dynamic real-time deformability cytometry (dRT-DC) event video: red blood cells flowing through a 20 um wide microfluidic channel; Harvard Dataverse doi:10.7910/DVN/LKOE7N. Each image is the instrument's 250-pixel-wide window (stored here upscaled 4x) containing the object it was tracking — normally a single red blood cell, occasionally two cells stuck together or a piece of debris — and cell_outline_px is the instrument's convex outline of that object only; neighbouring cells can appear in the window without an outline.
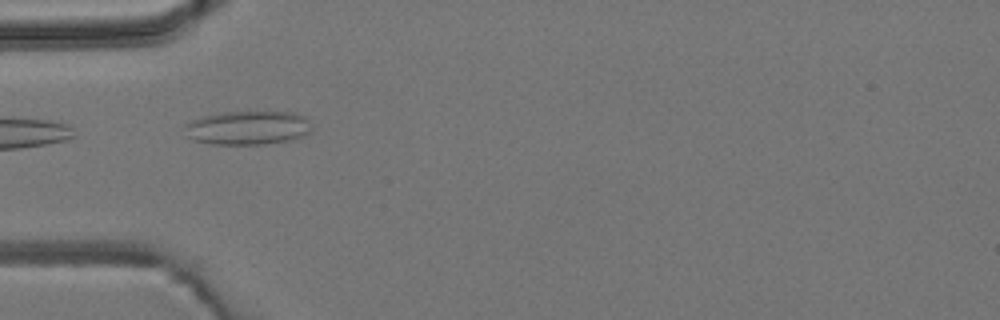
{"species": "common noctule bat (a hibernating species)", "species_latin": "Nyctalus noctula", "temperature_condition": "room temperature", "stored_images_in_passage": 4, "camera_frame_rate_fps": 3000, "um_per_image_px": 0.085, "animal": {"sex": "male", "body_mass_g": 19.2, "forearm_length_mm": 51.8}, "frame": {"image": 1, "passage_image": 2, "time_ms": 1.0, "image_size_px": [1000, 320], "cell_outline_px": [[312, 132], [304, 136], [288, 140], [264, 144], [212, 144], [192, 140], [184, 136], [184, 124], [192, 120], [204, 116], [220, 112], [292, 112], [304, 116], [308, 120]], "centroid_in_image_um": [21.02, 10.87], "position_along_channel_um": 64.0, "area_um2": 25.26}}
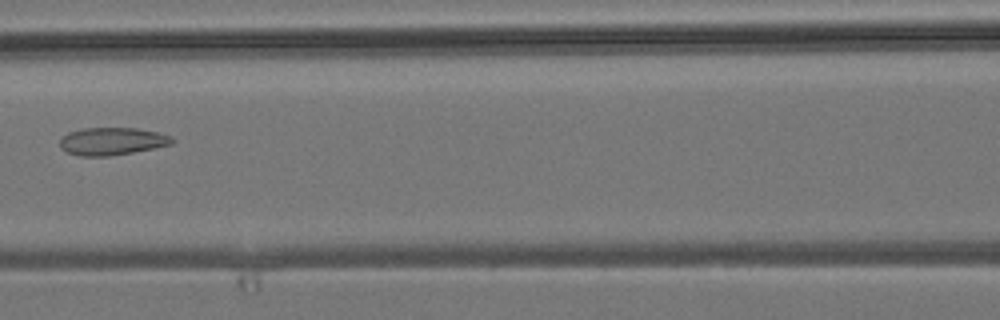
{"frame": {"image": 2, "passage_image": 4, "time_ms": 3.333, "image_size_px": [1000, 320], "cell_outline_px": [[176, 140], [172, 144], [132, 152], [108, 156], [80, 156], [68, 152], [60, 148], [60, 140], [68, 132], [84, 128], [136, 128], [156, 132], [172, 136]], "centroid_in_image_um": [9.53, 12.0], "position_along_channel_um": 157.1, "area_um2": 17.92}}